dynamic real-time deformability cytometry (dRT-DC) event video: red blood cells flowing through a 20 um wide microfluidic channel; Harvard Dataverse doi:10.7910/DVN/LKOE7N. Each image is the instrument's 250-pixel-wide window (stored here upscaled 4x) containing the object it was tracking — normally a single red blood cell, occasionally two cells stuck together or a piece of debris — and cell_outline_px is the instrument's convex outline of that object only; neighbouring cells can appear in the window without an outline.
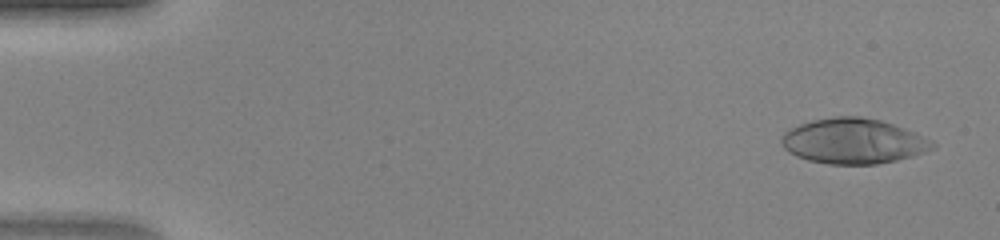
{"species": "human", "species_latin": "Homo sapiens", "temperature_condition": "warm", "stored_images_in_passage": 46, "camera_frame_rate_fps": 3000, "um_per_image_px": 0.085, "donor": {"sex": "female"}, "frame": {"image": 1, "passage_image": 2, "time_ms": 0.333, "image_size_px": [1000, 240], "cell_outline_px": [[936, 148], [912, 156], [896, 160], [876, 164], [828, 164], [808, 160], [796, 156], [788, 152], [784, 148], [780, 140], [784, 132], [800, 124], [812, 120], [832, 116], [860, 116], [880, 120], [916, 132], [936, 144]], "centroid_in_image_um": [72.53, 11.99], "position_along_channel_um": 12.5, "area_um2": 39.82}}
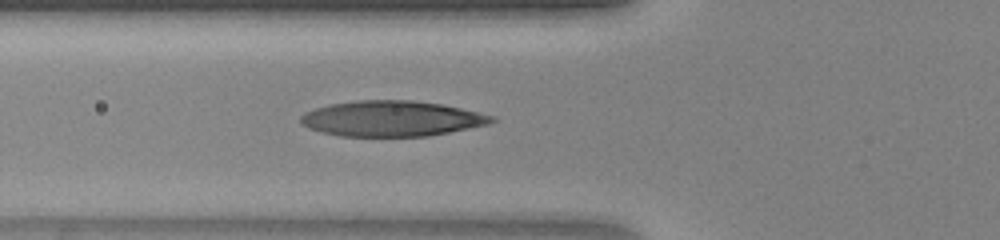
{"frame": {"image": 2, "passage_image": 17, "time_ms": 5.333, "image_size_px": [1000, 240], "cell_outline_px": [[496, 120], [488, 124], [428, 136], [340, 136], [320, 132], [308, 128], [300, 124], [300, 116], [304, 112], [328, 104], [360, 100], [412, 100], [440, 104], [460, 108], [496, 116]], "centroid_in_image_um": [33.25, 10.08], "position_along_channel_um": 92.6, "area_um2": 39.54}}
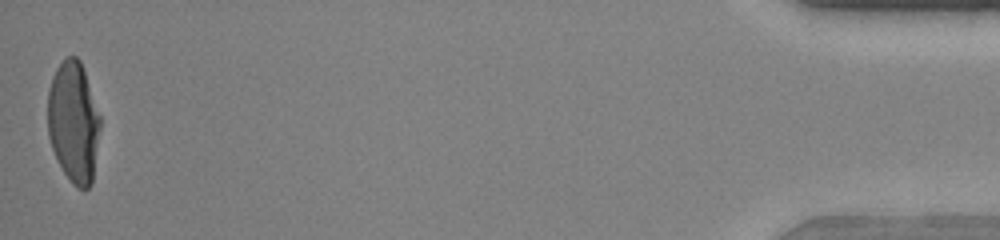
{"frame": {"image": 3, "passage_image": 46, "time_ms": 15.0, "image_size_px": [1000, 240], "cell_outline_px": [[100, 128], [92, 184], [84, 192], [76, 188], [72, 184], [56, 160], [48, 136], [48, 88], [52, 76], [56, 68], [68, 56], [76, 56], [80, 60], [100, 116]], "centroid_in_image_um": [6.24, 10.43], "position_along_channel_um": 429.0, "area_um2": 37.22}}